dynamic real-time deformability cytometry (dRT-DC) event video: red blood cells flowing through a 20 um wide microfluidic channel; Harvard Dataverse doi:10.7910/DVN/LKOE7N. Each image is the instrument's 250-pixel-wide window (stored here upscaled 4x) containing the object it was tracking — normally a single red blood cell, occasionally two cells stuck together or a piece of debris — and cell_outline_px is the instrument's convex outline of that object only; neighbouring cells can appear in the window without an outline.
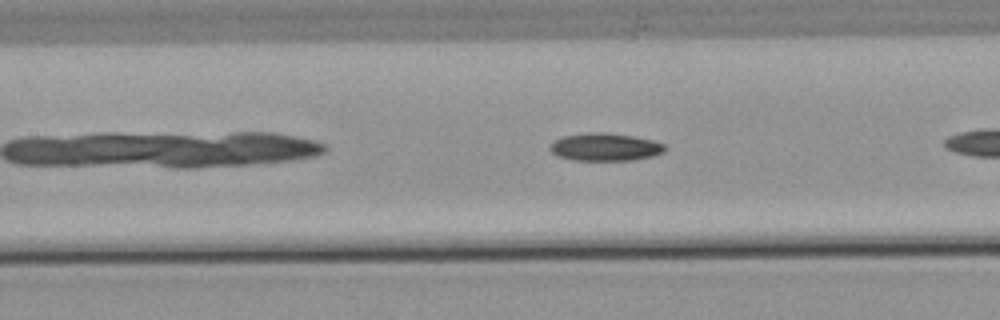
{"species": "common noctule bat (a hibernating species)", "species_latin": "Nyctalus noctula", "temperature_condition": "warm", "stored_images_in_passage": 13, "camera_frame_rate_fps": 3000, "um_per_image_px": 0.085, "animal": {"sex": "male", "body_mass_g": 21.5, "forearm_length_mm": 52.0}, "frame": {"image": 1, "passage_image": 10, "time_ms": 3.0, "image_size_px": [1000, 320], "cell_outline_px": [[668, 148], [664, 152], [652, 156], [632, 160], [572, 160], [556, 156], [548, 148], [556, 140], [564, 136], [588, 132], [608, 132], [632, 136], [652, 140], [664, 144]], "centroid_in_image_um": [51.44, 12.5], "position_along_channel_um": 156.0, "area_um2": 18.61}}